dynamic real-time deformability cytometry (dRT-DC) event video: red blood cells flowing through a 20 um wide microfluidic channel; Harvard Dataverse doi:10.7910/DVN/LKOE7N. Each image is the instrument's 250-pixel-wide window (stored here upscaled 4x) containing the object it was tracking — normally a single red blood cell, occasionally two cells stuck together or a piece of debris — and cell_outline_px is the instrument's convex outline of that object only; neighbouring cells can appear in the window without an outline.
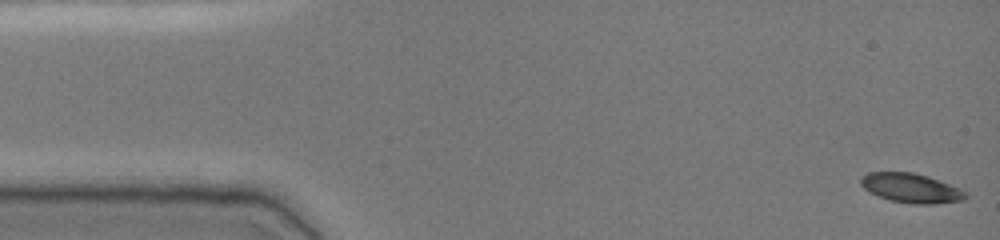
{"species": "common noctule bat (a hibernating species)", "species_latin": "Nyctalus noctula", "temperature_condition": "cold", "stored_images_in_passage": 50, "camera_frame_rate_fps": 3000, "um_per_image_px": 0.085, "animal": {"sex": "female", "body_mass_g": 19.0, "forearm_length_mm": 51.5}, "frame": {"image": 1, "passage_image": 1, "time_ms": 0.0, "image_size_px": [1000, 240], "cell_outline_px": [[968, 196], [964, 200], [936, 204], [912, 204], [888, 200], [868, 192], [860, 184], [860, 176], [868, 172], [912, 172], [928, 176], [960, 188]], "centroid_in_image_um": [77.41, 15.99], "position_along_channel_um": 7.6, "area_um2": 18.15}}
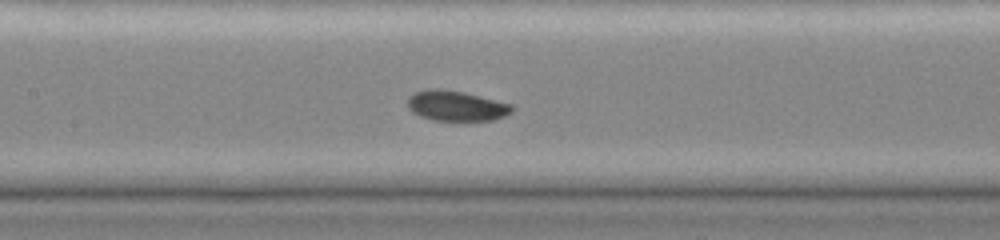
{"frame": {"image": 2, "passage_image": 23, "time_ms": 7.333, "image_size_px": [1000, 240], "cell_outline_px": [[512, 112], [504, 116], [492, 120], [432, 120], [420, 116], [412, 112], [408, 108], [408, 96], [416, 92], [428, 88], [440, 88], [464, 92], [512, 104]], "centroid_in_image_um": [38.75, 8.98], "position_along_channel_um": 168.7, "area_um2": 18.38}}
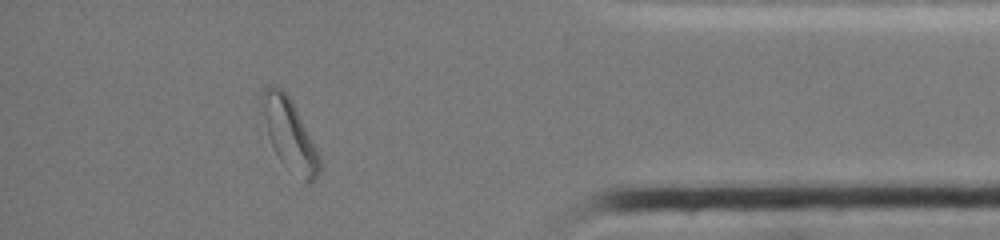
{"frame": {"image": 3, "passage_image": 44, "time_ms": 14.333, "image_size_px": [1000, 240], "cell_outline_px": [[320, 172], [308, 184], [280, 160], [268, 136], [260, 100], [260, 96], [264, 88], [268, 84], [272, 84], [280, 88], [288, 96], [316, 148], [320, 156]], "centroid_in_image_um": [24.58, 11.4], "position_along_channel_um": 410.6, "area_um2": 22.95}, "authors_computed_cell_mechanics": {"area_um2": 18.3804, "velocity_mm_per_s": 3.7892, "shape_relaxation_time_tau1_ms": 5.365, "shape_relaxation_time_tau2_ms": null, "deformation_change_tau1": 0.1338, "deformation_change_tau2": null}}